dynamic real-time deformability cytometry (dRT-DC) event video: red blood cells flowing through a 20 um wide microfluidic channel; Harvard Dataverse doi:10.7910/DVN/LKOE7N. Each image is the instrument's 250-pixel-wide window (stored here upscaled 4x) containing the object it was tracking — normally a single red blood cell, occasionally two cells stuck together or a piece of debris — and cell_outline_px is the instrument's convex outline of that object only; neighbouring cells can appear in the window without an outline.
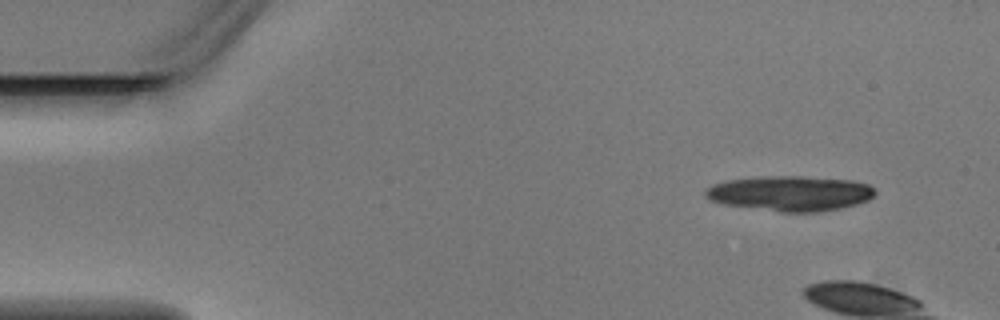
{"species": "Egyptian fruit bat (a non-hibernating species)", "species_latin": "Rousettus aegyptiacus", "temperature_condition": "warm", "stored_images_in_passage": 4, "camera_frame_rate_fps": 3000, "um_per_image_px": 0.085, "animal": {"sex": "male"}, "frame": {"image": 1, "passage_image": 1, "time_ms": 0.0, "image_size_px": [1000, 320], "cell_outline_px": [[876, 192], [868, 200], [856, 204], [840, 208], [820, 212], [780, 212], [720, 204], [704, 196], [704, 188], [712, 184], [728, 180], [760, 176], [800, 176], [852, 180], [868, 184], [876, 188]], "centroid_in_image_um": [67.14, 16.44], "position_along_channel_um": 17.9, "area_um2": 35.08}}